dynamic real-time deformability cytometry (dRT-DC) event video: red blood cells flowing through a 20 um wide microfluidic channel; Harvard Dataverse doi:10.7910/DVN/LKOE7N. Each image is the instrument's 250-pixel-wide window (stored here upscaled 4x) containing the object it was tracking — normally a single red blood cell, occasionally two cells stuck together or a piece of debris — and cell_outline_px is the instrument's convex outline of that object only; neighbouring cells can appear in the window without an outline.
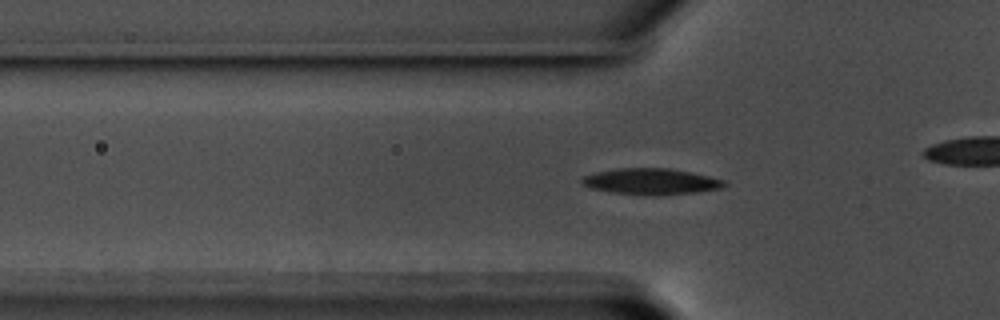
{"species": "common noctule bat (a hibernating species)", "species_latin": "Nyctalus noctula", "temperature_condition": "warm", "stored_images_in_passage": 46, "camera_frame_rate_fps": 3000, "um_per_image_px": 0.085, "animal": {"sex": "male", "body_mass_g": 17.5, "forearm_length_mm": 52.3}, "frame": {"image": 1, "passage_image": 19, "time_ms": 6.0, "image_size_px": [1000, 320], "cell_outline_px": [[728, 184], [720, 188], [700, 192], [616, 192], [592, 188], [584, 184], [580, 180], [584, 176], [596, 172], [616, 168], [668, 168], [708, 176], [724, 180]], "centroid_in_image_um": [55.35, 15.37], "position_along_channel_um": 70.5, "area_um2": 20.23}}
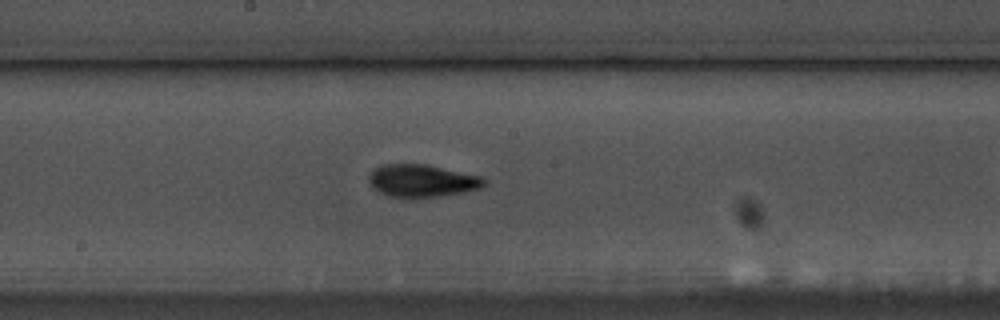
{"frame": {"image": 2, "passage_image": 31, "time_ms": 10.0, "image_size_px": [1000, 320], "cell_outline_px": [[488, 180], [480, 188], [460, 192], [436, 196], [388, 196], [372, 188], [368, 180], [368, 176], [372, 168], [384, 164], [428, 164], [480, 176]], "centroid_in_image_um": [35.82, 15.33], "position_along_channel_um": 212.4, "area_um2": 21.56}}
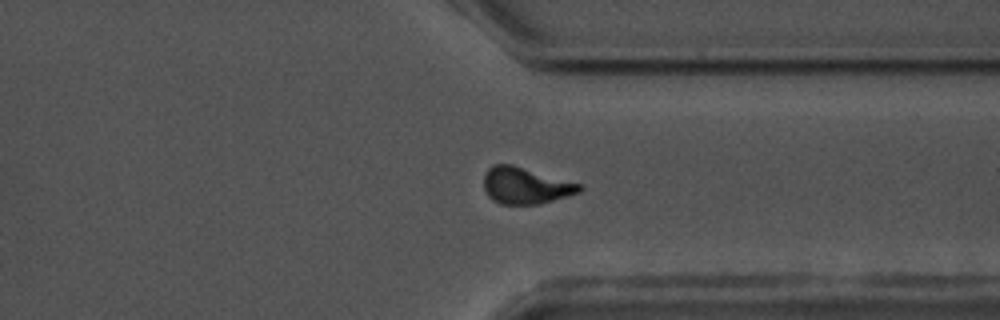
{"frame": {"image": 3, "passage_image": 44, "time_ms": 14.333, "image_size_px": [1000, 320], "cell_outline_px": [[584, 188], [580, 192], [568, 196], [540, 204], [500, 204], [492, 200], [488, 196], [484, 188], [484, 172], [492, 164], [512, 164], [580, 184]], "centroid_in_image_um": [44.64, 15.78], "position_along_channel_um": 366.8, "area_um2": 20.4}}